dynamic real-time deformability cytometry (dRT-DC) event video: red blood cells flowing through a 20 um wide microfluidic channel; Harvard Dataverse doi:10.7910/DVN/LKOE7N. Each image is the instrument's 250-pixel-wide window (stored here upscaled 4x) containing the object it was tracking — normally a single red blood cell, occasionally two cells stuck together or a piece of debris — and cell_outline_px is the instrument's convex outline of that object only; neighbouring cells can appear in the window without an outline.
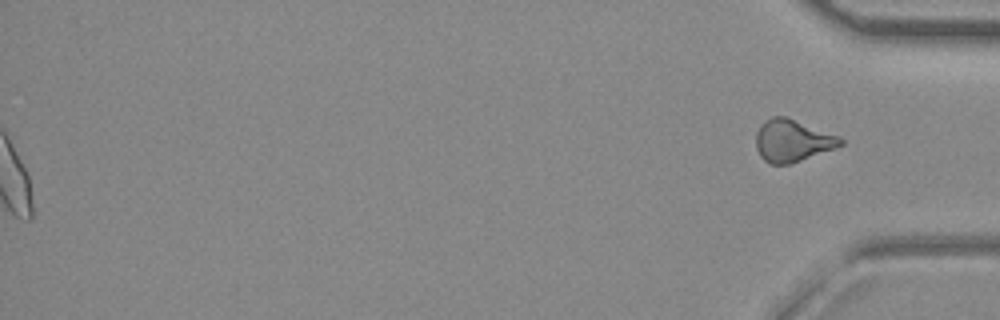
{"species": "common noctule bat (a hibernating species)", "species_latin": "Nyctalus noctula", "temperature_condition": "room temperature", "stored_images_in_passage": 49, "segment_of_instrument_passage": [2, 2], "camera_frame_rate_fps": 3000, "um_per_image_px": 0.085, "animal": {"sex": "female", "body_mass_g": 29.2, "forearm_length_mm": 56.3}, "frame": {"image": 1, "passage_image": 49, "time_ms": 16.0, "image_size_px": [1000, 320], "cell_outline_px": [[844, 144], [800, 160], [788, 164], [772, 164], [764, 160], [760, 156], [756, 148], [756, 132], [760, 124], [764, 120], [772, 116], [788, 116], [840, 136], [844, 140]], "centroid_in_image_um": [67.33, 11.92], "position_along_channel_um": 367.9, "area_um2": 20.87}}